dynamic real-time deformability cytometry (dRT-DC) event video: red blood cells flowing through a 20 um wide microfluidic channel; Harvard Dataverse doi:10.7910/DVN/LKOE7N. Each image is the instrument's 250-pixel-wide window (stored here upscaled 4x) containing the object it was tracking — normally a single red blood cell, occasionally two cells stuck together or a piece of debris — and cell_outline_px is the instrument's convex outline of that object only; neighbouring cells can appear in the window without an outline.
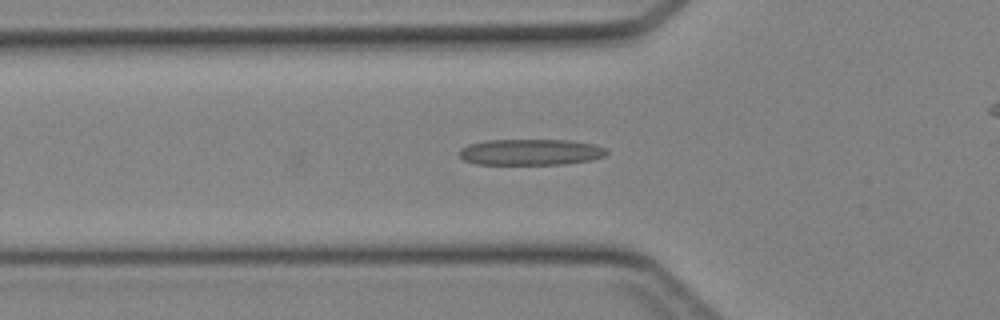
{"species": "Egyptian fruit bat (a non-hibernating species)", "species_latin": "Rousettus aegyptiacus", "temperature_condition": "cold", "stored_images_in_passage": 26, "camera_frame_rate_fps": 3000, "um_per_image_px": 0.085, "animal": {"sex": "female"}, "frame": {"image": 1, "passage_image": 2, "time_ms": 0.333, "image_size_px": [1000, 320], "cell_outline_px": [[608, 152], [604, 156], [592, 160], [564, 164], [476, 164], [464, 160], [460, 156], [460, 148], [468, 144], [484, 140], [568, 140], [592, 144], [608, 148]], "centroid_in_image_um": [45.1, 12.92], "position_along_channel_um": 80.7, "area_um2": 22.48}}
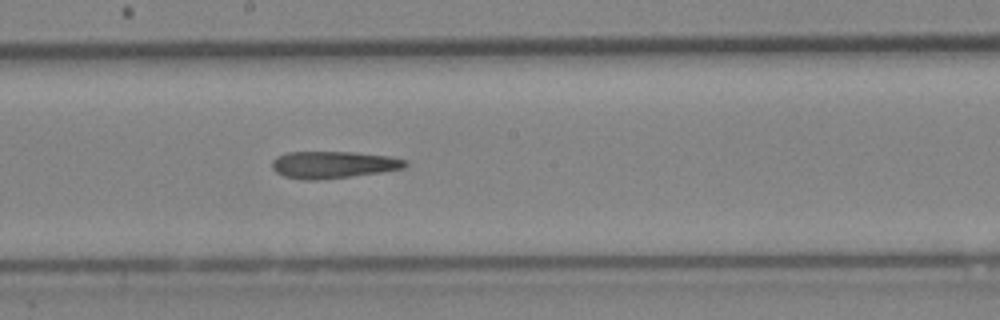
{"frame": {"image": 2, "passage_image": 11, "time_ms": 3.333, "image_size_px": [1000, 320], "cell_outline_px": [[408, 164], [404, 168], [380, 172], [316, 180], [304, 180], [284, 176], [276, 172], [272, 168], [272, 160], [276, 156], [288, 152], [356, 152], [388, 156], [408, 160]], "centroid_in_image_um": [28.31, 13.99], "position_along_channel_um": 219.9, "area_um2": 20.92}}
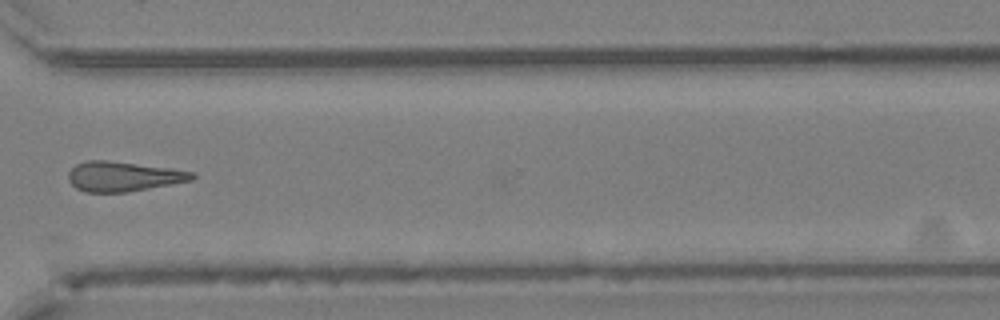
{"frame": {"image": 3, "passage_image": 20, "time_ms": 6.333, "image_size_px": [1000, 320], "cell_outline_px": [[196, 176], [192, 180], [148, 188], [124, 192], [84, 192], [76, 188], [68, 180], [68, 172], [76, 164], [84, 160], [108, 160], [172, 168], [196, 172]], "centroid_in_image_um": [10.46, 14.98], "position_along_channel_um": 360.1, "area_um2": 21.56}}